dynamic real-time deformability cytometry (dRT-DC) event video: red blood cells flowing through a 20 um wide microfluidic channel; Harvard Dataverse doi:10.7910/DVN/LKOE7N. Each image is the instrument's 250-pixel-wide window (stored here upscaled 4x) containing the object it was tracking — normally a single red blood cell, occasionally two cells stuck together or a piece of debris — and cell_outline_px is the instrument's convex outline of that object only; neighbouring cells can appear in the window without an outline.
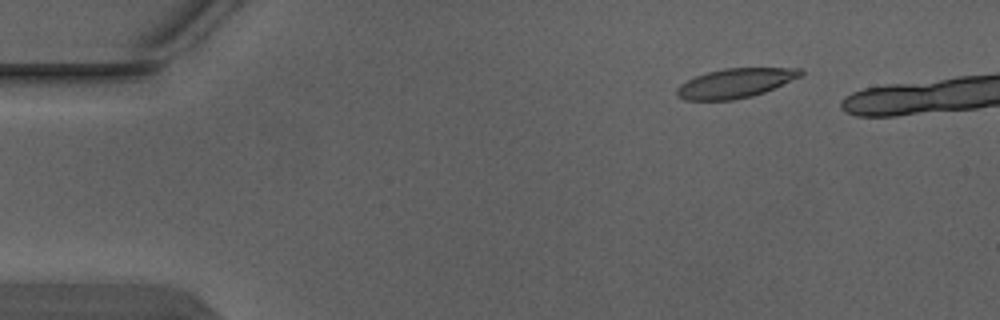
{"species": "Egyptian fruit bat (a non-hibernating species)", "species_latin": "Rousettus aegyptiacus", "temperature_condition": "warm", "stored_images_in_passage": 4, "camera_frame_rate_fps": 3000, "um_per_image_px": 0.085, "animal": {"sex": "male"}, "frame": {"image": 1, "passage_image": 1, "time_ms": 0.0, "image_size_px": [1000, 320], "cell_outline_px": [[804, 76], [764, 92], [752, 96], [732, 100], [684, 100], [676, 96], [676, 88], [680, 84], [696, 76], [708, 72], [724, 68], [800, 68], [804, 72]], "centroid_in_image_um": [62.52, 7.07], "position_along_channel_um": 22.5, "area_um2": 21.33}}